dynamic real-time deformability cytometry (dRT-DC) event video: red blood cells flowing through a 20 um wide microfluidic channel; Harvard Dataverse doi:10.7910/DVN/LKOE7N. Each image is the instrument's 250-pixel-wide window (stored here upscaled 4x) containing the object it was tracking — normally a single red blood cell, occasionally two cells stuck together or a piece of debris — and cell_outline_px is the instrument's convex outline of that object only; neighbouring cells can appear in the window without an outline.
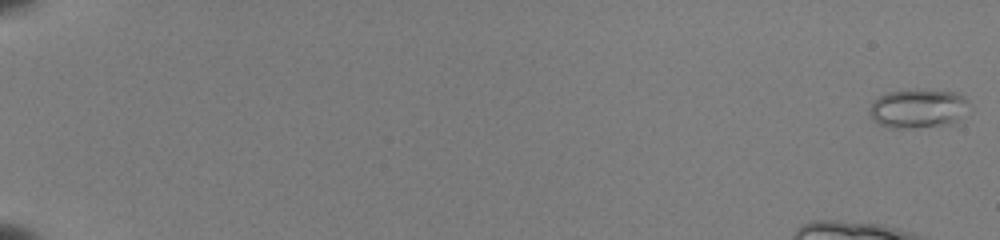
{"species": "common noctule bat (a hibernating species)", "species_latin": "Nyctalus noctula", "temperature_condition": "room temperature", "stored_images_in_passage": 11, "camera_frame_rate_fps": 3000, "um_per_image_px": 0.085, "animal": {"sex": "female", "body_mass_g": 22.0, "forearm_length_mm": 56.7}, "frame": {"image": 1, "passage_image": 1, "time_ms": 0.0, "image_size_px": [1000, 240], "cell_outline_px": [[968, 100], [956, 120], [936, 124], [896, 128], [892, 128], [880, 124], [872, 116], [868, 108], [872, 100], [888, 92], [916, 88], [956, 92], [964, 96]], "centroid_in_image_um": [77.93, 9.15], "position_along_channel_um": 7.1, "area_um2": 21.79}}